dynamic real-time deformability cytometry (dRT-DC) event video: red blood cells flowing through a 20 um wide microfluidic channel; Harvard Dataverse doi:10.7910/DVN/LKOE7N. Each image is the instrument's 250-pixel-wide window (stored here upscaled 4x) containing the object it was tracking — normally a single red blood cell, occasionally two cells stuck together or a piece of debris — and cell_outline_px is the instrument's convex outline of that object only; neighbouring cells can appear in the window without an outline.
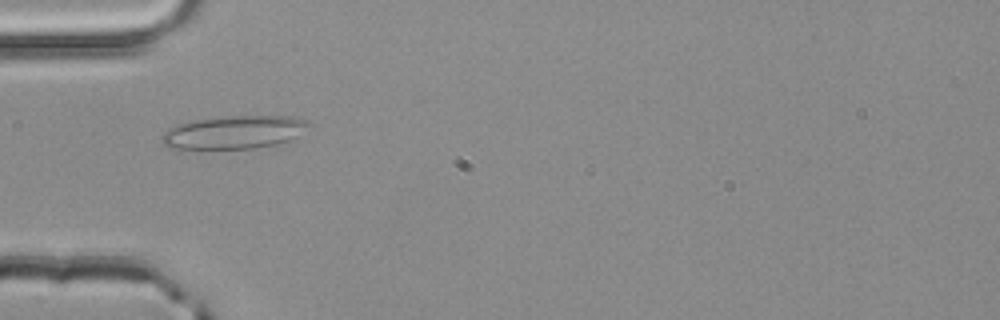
{"species": "common noctule bat (a hibernating species)", "species_latin": "Nyctalus noctula", "temperature_condition": "room temperature", "stored_images_in_passage": 42, "camera_frame_rate_fps": 3000, "um_per_image_px": 0.085, "animal": {"sex": "male", "body_mass_g": 20.4}, "frame": {"image": 1, "passage_image": 7, "time_ms": 2.0, "image_size_px": [1000, 320], "cell_outline_px": [[312, 124], [296, 136], [288, 140], [276, 144], [252, 148], [168, 148], [160, 140], [160, 136], [168, 128], [180, 124], [196, 120], [228, 116], [288, 116], [304, 120]], "centroid_in_image_um": [19.86, 11.24], "position_along_channel_um": 65.1, "area_um2": 27.86}}
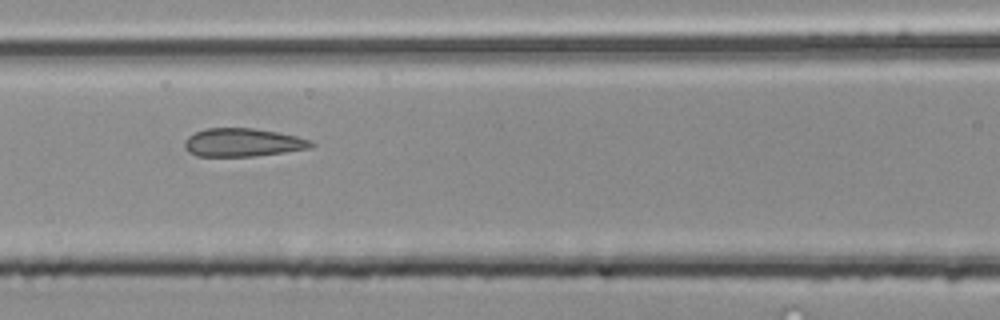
{"frame": {"image": 2, "passage_image": 13, "time_ms": 4.0, "image_size_px": [1000, 320], "cell_outline_px": [[316, 144], [308, 148], [284, 152], [256, 156], [196, 156], [188, 152], [184, 148], [184, 140], [188, 136], [204, 128], [252, 128], [276, 132], [296, 136], [312, 140]], "centroid_in_image_um": [20.6, 12.11], "position_along_channel_um": 146.0, "area_um2": 20.87}}
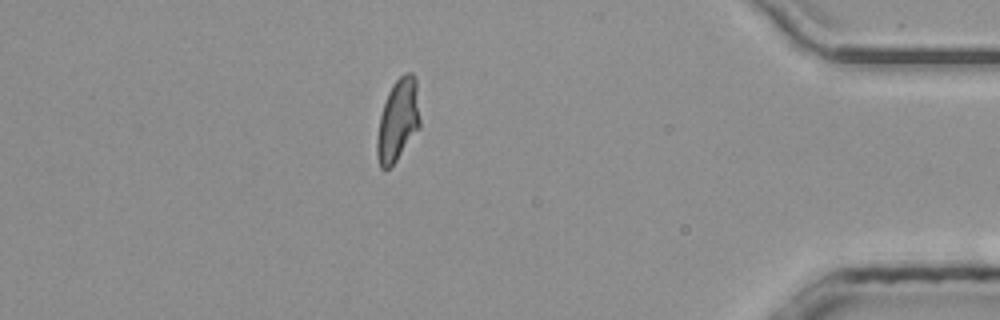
{"frame": {"image": 3, "passage_image": 35, "time_ms": 11.333, "image_size_px": [1000, 320], "cell_outline_px": [[420, 128], [396, 160], [388, 168], [380, 168], [376, 156], [376, 140], [380, 116], [388, 92], [392, 84], [404, 72], [412, 72], [416, 76], [420, 120]], "centroid_in_image_um": [33.83, 10.19], "position_along_channel_um": 401.4, "area_um2": 20.69}, "authors_computed_cell_mechanics": {"area_um2": 20.8947, "velocity_mm_per_s": 4.0722, "shape_relaxation_time_tau1_ms": null, "shape_relaxation_time_tau2_ms": 0.974, "deformation_change_tau1": null, "deformation_change_tau2": 0.1041}}